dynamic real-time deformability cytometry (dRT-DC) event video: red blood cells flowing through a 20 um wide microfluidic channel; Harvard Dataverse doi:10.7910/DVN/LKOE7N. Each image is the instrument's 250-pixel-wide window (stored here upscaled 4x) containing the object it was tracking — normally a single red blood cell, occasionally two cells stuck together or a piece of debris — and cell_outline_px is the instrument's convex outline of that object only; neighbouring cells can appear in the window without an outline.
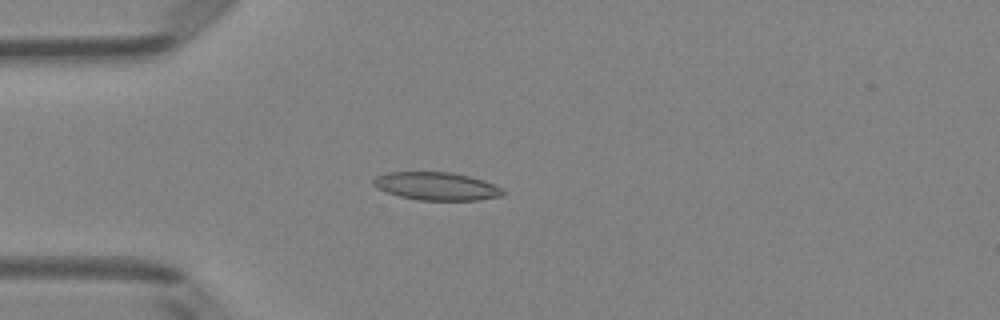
{"species": "Egyptian fruit bat (a non-hibernating species)", "species_latin": "Rousettus aegyptiacus", "temperature_condition": "room temperature", "stored_images_in_passage": 50, "camera_frame_rate_fps": 3000, "um_per_image_px": 0.085, "animal": {"sex": "female"}, "frame": {"image": 1, "passage_image": 14, "time_ms": 4.333, "image_size_px": [1000, 320], "cell_outline_px": [[504, 192], [500, 196], [480, 200], [416, 200], [400, 196], [376, 188], [372, 184], [372, 180], [376, 176], [388, 172], [452, 172], [484, 180], [500, 188]], "centroid_in_image_um": [37.06, 15.82], "position_along_channel_um": 47.9, "area_um2": 21.04}}
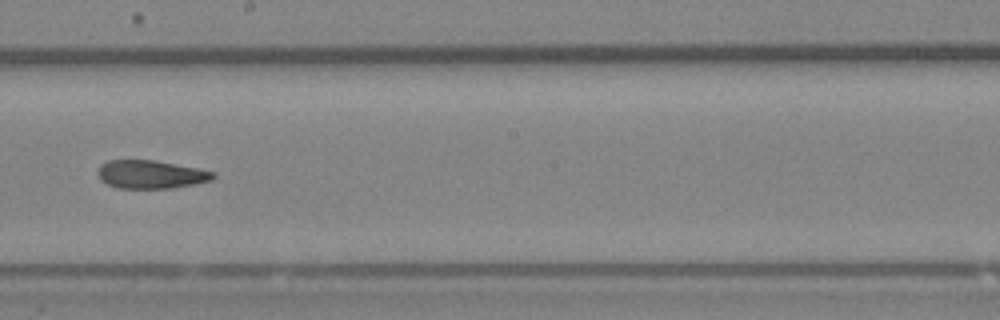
{"frame": {"image": 2, "passage_image": 29, "time_ms": 9.333, "image_size_px": [1000, 320], "cell_outline_px": [[216, 176], [212, 180], [172, 188], [116, 188], [100, 180], [96, 172], [100, 164], [108, 160], [156, 160], [200, 168], [216, 172]], "centroid_in_image_um": [12.81, 14.81], "position_along_channel_um": 235.4, "area_um2": 19.25}}
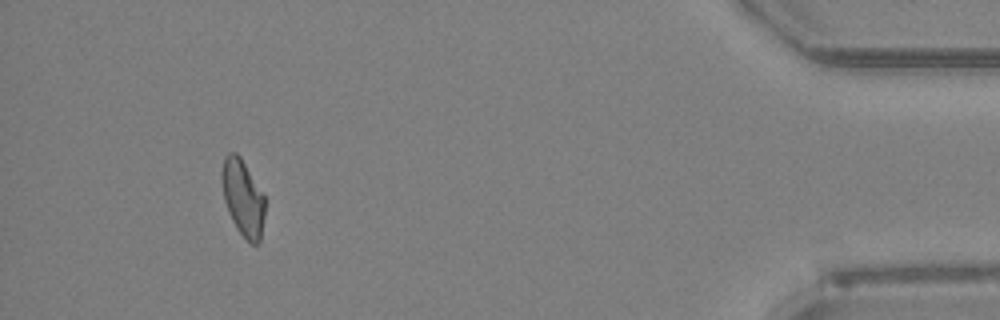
{"frame": {"image": 3, "passage_image": 47, "time_ms": 15.333, "image_size_px": [1000, 320], "cell_outline_px": [[264, 216], [260, 240], [256, 244], [252, 244], [236, 228], [228, 212], [224, 200], [220, 180], [220, 172], [224, 156], [228, 152], [236, 152], [240, 156], [264, 196]], "centroid_in_image_um": [20.6, 16.77], "position_along_channel_um": 414.6, "area_um2": 19.13}, "authors_computed_cell_mechanics": {"area_um2": 19.8543, "velocity_mm_per_s": 4.0495, "shape_relaxation_time_tau1_ms": null, "shape_relaxation_time_tau2_ms": 7.9911, "deformation_change_tau1": null, "deformation_change_tau2": 0.1546}}